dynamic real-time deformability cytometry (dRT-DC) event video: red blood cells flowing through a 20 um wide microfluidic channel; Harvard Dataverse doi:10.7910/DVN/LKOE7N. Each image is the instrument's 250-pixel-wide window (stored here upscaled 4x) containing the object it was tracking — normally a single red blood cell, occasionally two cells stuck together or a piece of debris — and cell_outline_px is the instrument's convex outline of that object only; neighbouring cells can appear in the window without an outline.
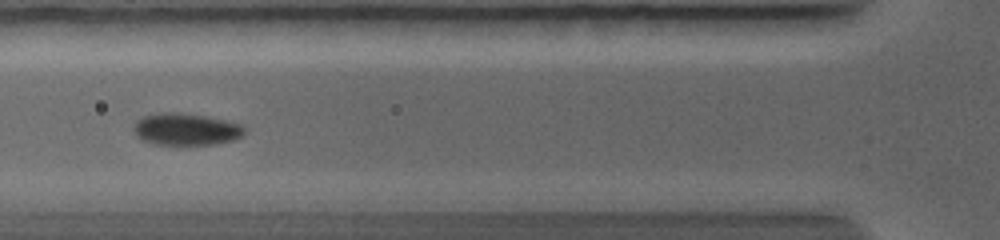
{"species": "common noctule bat (a hibernating species)", "species_latin": "Nyctalus noctula", "temperature_condition": "warm", "stored_images_in_passage": 14, "camera_frame_rate_fps": 5000, "um_per_image_px": 0.085, "animal": {"sex": "female", "body_mass_g": 19.0, "forearm_length_mm": 56.7}, "frame": {"image": 1, "passage_image": 7, "time_ms": 3.2, "image_size_px": [1000, 240], "cell_outline_px": [[244, 132], [240, 136], [232, 140], [216, 144], [156, 144], [144, 140], [136, 136], [132, 128], [136, 120], [144, 116], [164, 112], [180, 112], [204, 116], [224, 120], [240, 124], [244, 128]], "centroid_in_image_um": [15.76, 10.98], "position_along_channel_um": 110.0, "area_um2": 20.4}}
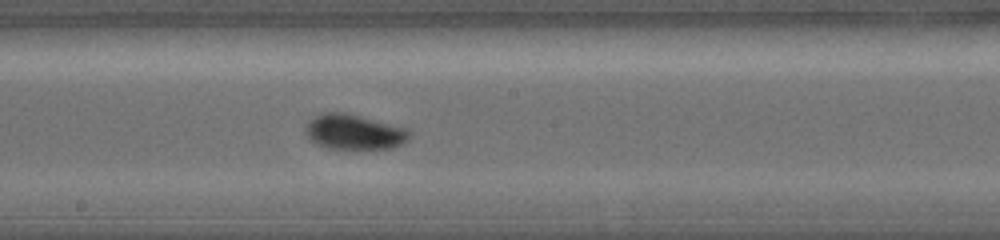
{"frame": {"image": 2, "passage_image": 11, "time_ms": 5.4, "image_size_px": [1000, 240], "cell_outline_px": [[412, 136], [408, 140], [392, 148], [328, 148], [316, 144], [308, 136], [308, 124], [316, 116], [324, 112], [344, 112], [408, 128], [412, 132]], "centroid_in_image_um": [30.18, 11.21], "position_along_channel_um": 218.0, "area_um2": 20.87}}
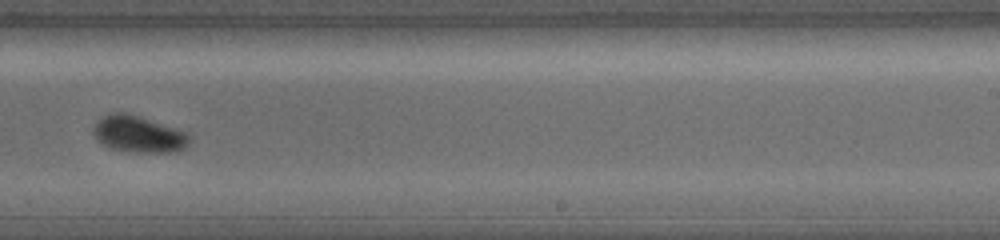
{"frame": {"image": 3, "passage_image": 13, "time_ms": 6.6, "image_size_px": [1000, 240], "cell_outline_px": [[188, 144], [184, 148], [176, 152], [132, 152], [108, 148], [96, 140], [92, 136], [92, 128], [96, 120], [112, 112], [124, 112], [140, 116], [188, 132]], "centroid_in_image_um": [11.71, 11.4], "position_along_channel_um": 277.3, "area_um2": 20.81}}